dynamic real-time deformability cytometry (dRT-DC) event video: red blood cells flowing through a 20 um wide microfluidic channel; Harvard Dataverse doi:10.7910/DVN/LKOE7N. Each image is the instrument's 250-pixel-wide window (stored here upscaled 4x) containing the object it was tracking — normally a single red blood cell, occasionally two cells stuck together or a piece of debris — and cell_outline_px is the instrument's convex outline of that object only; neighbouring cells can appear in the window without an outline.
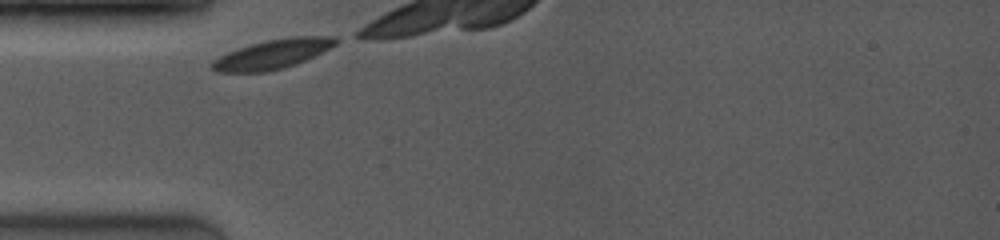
{"species": "common noctule bat (a hibernating species)", "species_latin": "Nyctalus noctula", "temperature_condition": "room temperature", "stored_images_in_passage": 8, "camera_frame_rate_fps": 4000, "um_per_image_px": 0.085, "animal": {"sex": "female", "body_mass_g": 19.0, "forearm_length_mm": 53.3}, "frame": {"image": 1, "passage_image": 1, "time_ms": 0.0, "image_size_px": [1000, 240], "cell_outline_px": [[340, 40], [336, 44], [304, 60], [280, 68], [264, 72], [216, 72], [212, 68], [212, 64], [220, 56], [228, 52], [252, 44], [268, 40], [292, 36], [336, 36]], "centroid_in_image_um": [23.19, 4.58], "position_along_channel_um": 61.8, "area_um2": 20.52}}